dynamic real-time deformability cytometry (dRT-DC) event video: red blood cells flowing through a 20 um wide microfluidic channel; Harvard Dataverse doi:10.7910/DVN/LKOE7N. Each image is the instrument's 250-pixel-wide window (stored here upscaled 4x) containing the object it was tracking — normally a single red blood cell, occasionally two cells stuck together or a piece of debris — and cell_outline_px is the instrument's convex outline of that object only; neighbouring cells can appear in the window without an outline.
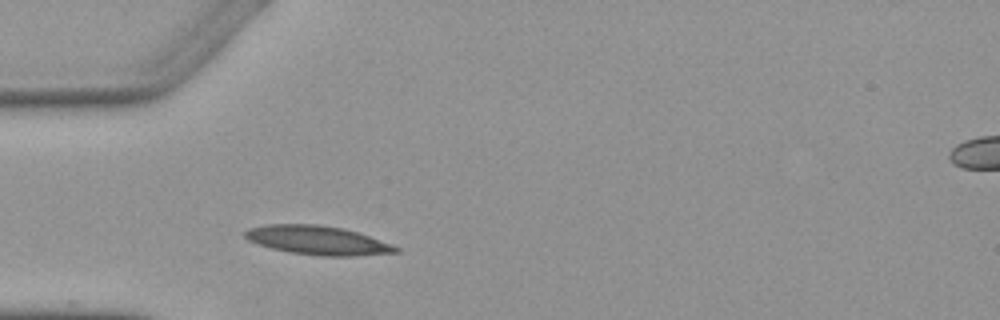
{"species": "Egyptian fruit bat (a non-hibernating species)", "species_latin": "Rousettus aegyptiacus", "temperature_condition": "warm", "stored_images_in_passage": 3, "camera_frame_rate_fps": 3000, "um_per_image_px": 0.085, "animal": {"sex": "female"}, "frame": {"image": 1, "passage_image": 3, "time_ms": 2.333, "image_size_px": [1000, 320], "cell_outline_px": [[400, 252], [356, 256], [324, 256], [288, 252], [272, 248], [248, 240], [244, 236], [244, 232], [248, 228], [268, 224], [320, 224], [344, 228], [392, 244], [400, 248]], "centroid_in_image_um": [27.01, 20.42], "position_along_channel_um": 58.0, "area_um2": 25.37}}